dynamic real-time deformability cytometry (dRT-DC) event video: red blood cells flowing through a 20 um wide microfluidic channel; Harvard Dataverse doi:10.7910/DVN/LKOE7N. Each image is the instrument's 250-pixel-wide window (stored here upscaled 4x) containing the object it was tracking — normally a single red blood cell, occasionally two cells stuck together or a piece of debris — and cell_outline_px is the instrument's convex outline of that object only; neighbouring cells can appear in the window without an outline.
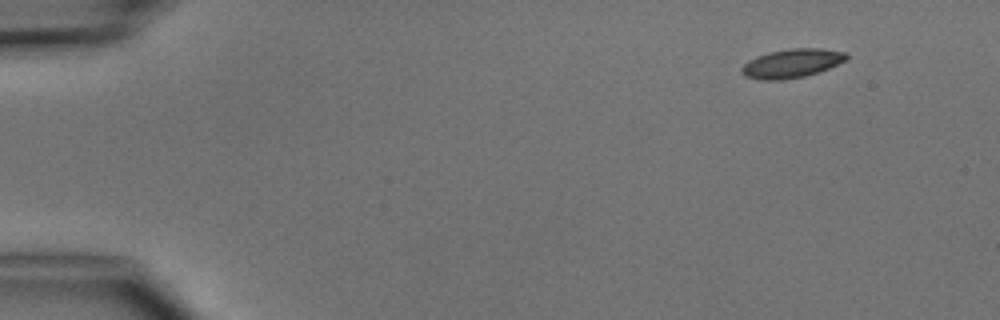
{"species": "common noctule bat (a hibernating species)", "species_latin": "Nyctalus noctula", "temperature_condition": "cold", "stored_images_in_passage": 5, "segment_of_instrument_passage": [1, 2], "camera_frame_rate_fps": 3000, "um_per_image_px": 0.085, "animal": {"sex": "male", "body_mass_g": 15.6}, "frame": {"image": 1, "passage_image": 1, "time_ms": 0.0, "image_size_px": [1000, 320], "cell_outline_px": [[848, 60], [828, 68], [804, 76], [784, 80], [756, 80], [744, 76], [740, 72], [740, 68], [748, 60], [756, 56], [768, 52], [788, 48], [824, 48], [848, 52]], "centroid_in_image_um": [67.29, 5.38], "position_along_channel_um": 17.7, "area_um2": 17.98}}